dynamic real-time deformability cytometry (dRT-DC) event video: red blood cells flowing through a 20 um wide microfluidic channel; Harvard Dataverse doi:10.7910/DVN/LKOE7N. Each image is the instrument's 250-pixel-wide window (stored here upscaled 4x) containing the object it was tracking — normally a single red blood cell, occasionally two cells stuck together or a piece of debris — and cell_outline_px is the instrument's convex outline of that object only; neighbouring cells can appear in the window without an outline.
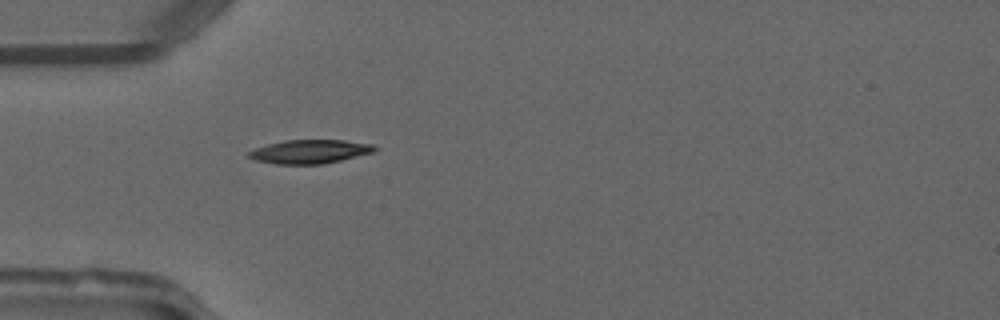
{"species": "common noctule bat (a hibernating species)", "species_latin": "Nyctalus noctula", "temperature_condition": "warm", "stored_images_in_passage": 51, "camera_frame_rate_fps": 3000, "um_per_image_px": 0.085, "animal": {"sex": "male", "forearm_length_mm": 52.5}, "frame": {"image": 1, "passage_image": 16, "time_ms": 5.0, "image_size_px": [1000, 320], "cell_outline_px": [[376, 148], [372, 152], [324, 164], [276, 164], [256, 160], [248, 156], [248, 152], [256, 148], [268, 144], [284, 140], [344, 140], [372, 144]], "centroid_in_image_um": [26.31, 12.88], "position_along_channel_um": 58.7, "area_um2": 17.17}}
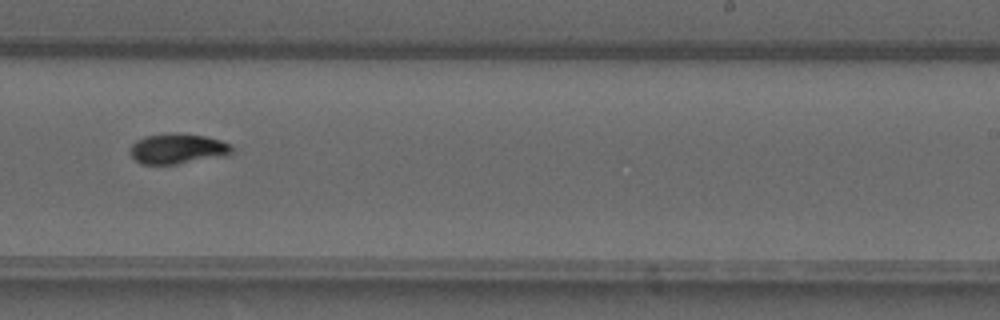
{"frame": {"image": 2, "passage_image": 32, "time_ms": 10.333, "image_size_px": [1000, 320], "cell_outline_px": [[232, 152], [228, 156], [176, 164], [140, 164], [128, 152], [128, 148], [136, 140], [144, 136], [176, 132], [204, 136], [220, 140], [232, 144]], "centroid_in_image_um": [15.09, 12.64], "position_along_channel_um": 273.9, "area_um2": 18.26}}
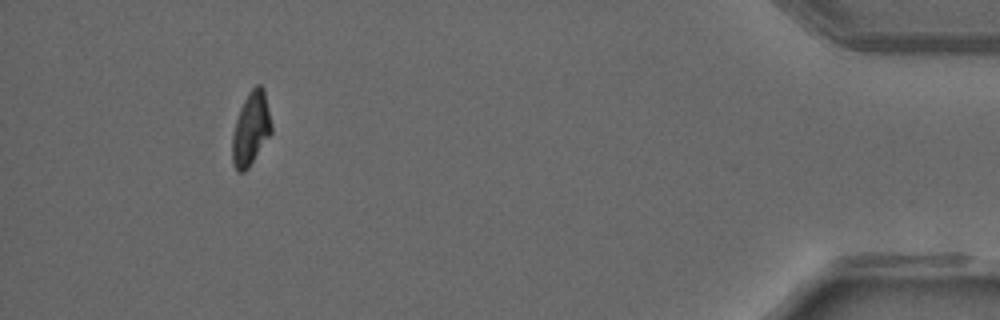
{"frame": {"image": 3, "passage_image": 47, "time_ms": 15.333, "image_size_px": [1000, 320], "cell_outline_px": [[272, 132], [248, 168], [244, 172], [236, 172], [232, 164], [232, 136], [236, 120], [240, 108], [248, 92], [256, 84], [260, 84], [264, 88], [272, 124]], "centroid_in_image_um": [21.32, 10.94], "position_along_channel_um": 413.9, "area_um2": 16.82}, "authors_computed_cell_mechanics": {"area_um2": 17.051, "velocity_mm_per_s": 4.1128, "shape_relaxation_time_tau1_ms": 3.8077, "shape_relaxation_time_tau2_ms": null, "deformation_change_tau1": 0.1681, "deformation_change_tau2": null}}